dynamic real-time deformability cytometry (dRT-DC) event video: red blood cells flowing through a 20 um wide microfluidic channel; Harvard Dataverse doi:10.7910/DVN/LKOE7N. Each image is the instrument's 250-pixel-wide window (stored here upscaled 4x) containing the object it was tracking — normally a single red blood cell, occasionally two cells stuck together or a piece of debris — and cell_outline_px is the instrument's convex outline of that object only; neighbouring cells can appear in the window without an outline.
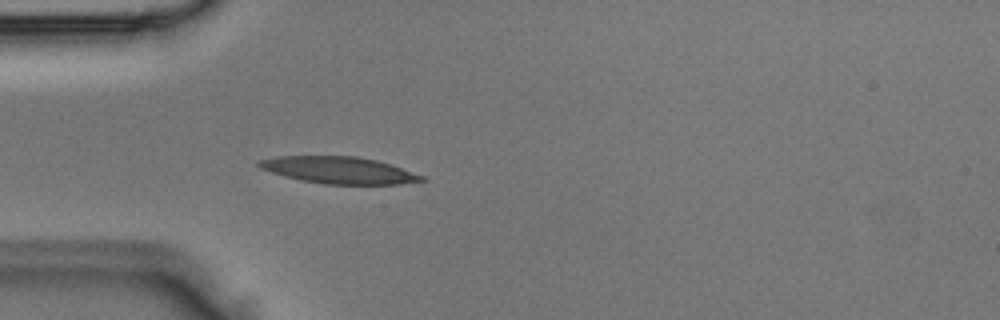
{"species": "Egyptian fruit bat (a non-hibernating species)", "species_latin": "Rousettus aegyptiacus", "temperature_condition": "room temperature", "stored_images_in_passage": 2, "camera_frame_rate_fps": 3000, "um_per_image_px": 0.085, "animal": {"sex": "male"}, "frame": {"image": 1, "passage_image": 2, "time_ms": 0.333, "image_size_px": [1000, 320], "cell_outline_px": [[428, 180], [400, 184], [324, 184], [300, 180], [284, 176], [260, 168], [256, 164], [260, 160], [276, 156], [356, 156], [376, 160], [424, 176]], "centroid_in_image_um": [28.79, 14.46], "position_along_channel_um": 56.2, "area_um2": 25.26}}